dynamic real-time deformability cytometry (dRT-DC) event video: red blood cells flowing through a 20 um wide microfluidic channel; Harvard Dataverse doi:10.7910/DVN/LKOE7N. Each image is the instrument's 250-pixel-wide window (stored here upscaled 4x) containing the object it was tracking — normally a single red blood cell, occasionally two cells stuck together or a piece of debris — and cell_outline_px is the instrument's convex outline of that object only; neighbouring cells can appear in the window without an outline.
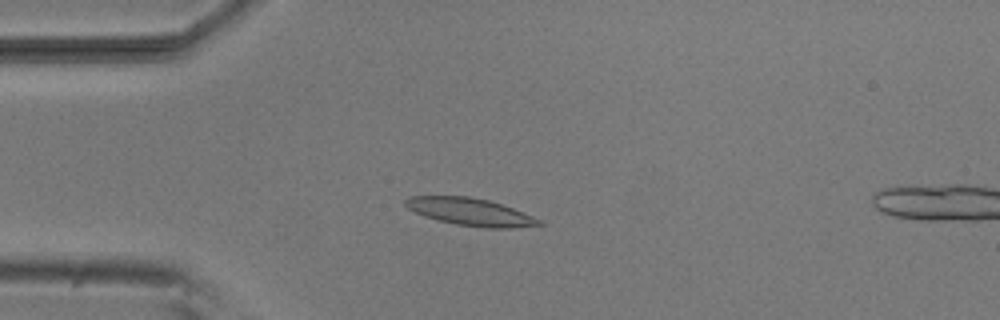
{"species": "common noctule bat (a hibernating species)", "species_latin": "Nyctalus noctula", "temperature_condition": "room temperature", "stored_images_in_passage": 53, "camera_frame_rate_fps": 3000, "um_per_image_px": 0.085, "animal": {"sex": "male", "body_mass_g": 20.5, "forearm_length_mm": 52.5}, "frame": {"image": 1, "passage_image": 13, "time_ms": 4.0, "image_size_px": [1000, 320], "cell_outline_px": [[544, 224], [512, 228], [484, 228], [456, 224], [424, 216], [408, 208], [404, 204], [404, 200], [408, 196], [468, 196], [488, 200], [512, 208], [544, 220]], "centroid_in_image_um": [40.0, 18.01], "position_along_channel_um": 45.0, "area_um2": 21.27}}
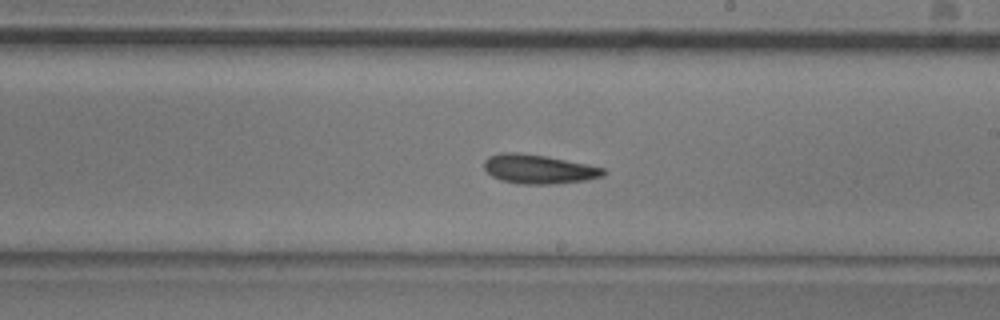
{"frame": {"image": 2, "passage_image": 30, "time_ms": 9.667, "image_size_px": [1000, 320], "cell_outline_px": [[608, 172], [604, 176], [588, 180], [556, 184], [516, 184], [500, 180], [492, 176], [484, 168], [484, 160], [488, 156], [500, 152], [520, 152], [548, 156], [588, 164], [604, 168]], "centroid_in_image_um": [45.8, 14.37], "position_along_channel_um": 243.2, "area_um2": 20.75}}
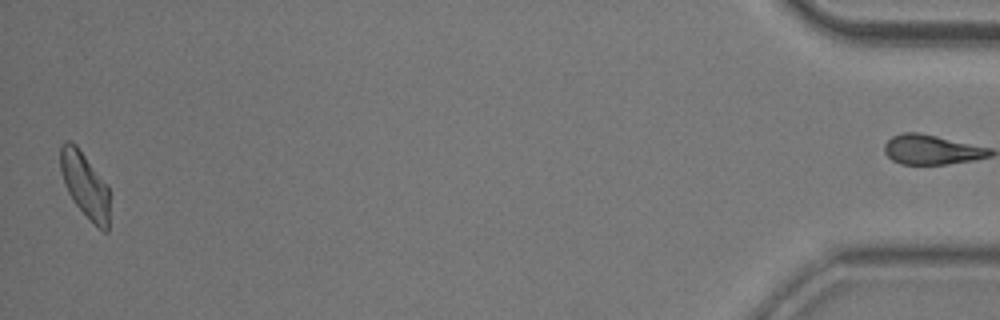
{"frame": {"image": 3, "passage_image": 52, "time_ms": 17.0, "image_size_px": [1000, 320], "cell_outline_px": [[108, 232], [104, 232], [72, 200], [64, 184], [60, 168], [60, 148], [64, 140], [68, 140], [76, 144], [108, 184]], "centroid_in_image_um": [7.2, 15.65], "position_along_channel_um": 428.0, "area_um2": 18.5}, "authors_computed_cell_mechanics": {"area_um2": 19.941, "velocity_mm_per_s": 3.7867, "shape_relaxation_time_tau1_ms": 6.6105, "shape_relaxation_time_tau2_ms": 5.3526, "deformation_change_tau1": 0.1507, "deformation_change_tau2": 0.1243}}